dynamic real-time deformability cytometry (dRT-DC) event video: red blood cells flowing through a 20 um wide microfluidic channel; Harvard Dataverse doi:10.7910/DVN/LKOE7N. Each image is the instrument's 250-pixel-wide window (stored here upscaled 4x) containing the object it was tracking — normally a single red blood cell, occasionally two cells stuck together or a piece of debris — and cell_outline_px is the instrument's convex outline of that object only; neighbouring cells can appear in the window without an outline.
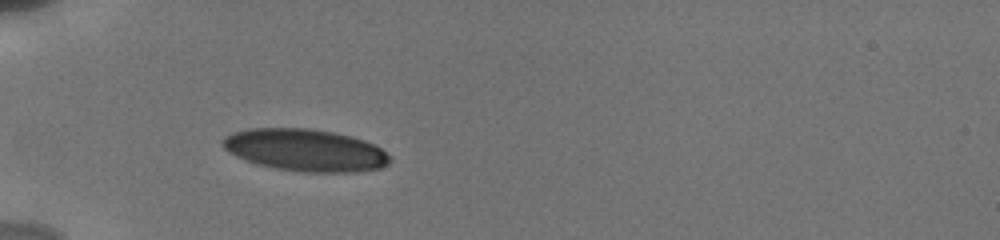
{"species": "human", "species_latin": "Homo sapiens", "temperature_condition": "cold", "stored_images_in_passage": 13, "camera_frame_rate_fps": 3000, "um_per_image_px": 0.085, "donor": {"sex": "male"}, "frame": {"image": 1, "passage_image": 10, "time_ms": 3.667, "image_size_px": [1000, 240], "cell_outline_px": [[392, 160], [388, 164], [380, 168], [356, 172], [304, 172], [276, 168], [260, 164], [236, 156], [228, 152], [220, 144], [224, 136], [232, 132], [248, 128], [308, 128], [332, 132], [352, 136], [376, 144], [392, 156]], "centroid_in_image_um": [25.98, 12.75], "position_along_channel_um": 59.0, "area_um2": 41.33}}
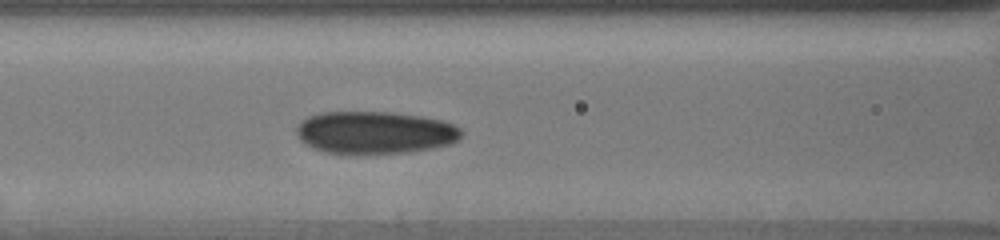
{"frame": {"image": 2, "passage_image": 13, "time_ms": 6.0, "image_size_px": [1000, 240], "cell_outline_px": [[464, 132], [452, 144], [432, 148], [408, 152], [348, 156], [324, 152], [312, 148], [304, 144], [296, 136], [296, 124], [308, 116], [320, 112], [392, 112], [424, 116], [440, 120], [452, 124], [460, 128]], "centroid_in_image_um": [31.8, 11.29], "position_along_channel_um": 134.8, "area_um2": 41.91}}